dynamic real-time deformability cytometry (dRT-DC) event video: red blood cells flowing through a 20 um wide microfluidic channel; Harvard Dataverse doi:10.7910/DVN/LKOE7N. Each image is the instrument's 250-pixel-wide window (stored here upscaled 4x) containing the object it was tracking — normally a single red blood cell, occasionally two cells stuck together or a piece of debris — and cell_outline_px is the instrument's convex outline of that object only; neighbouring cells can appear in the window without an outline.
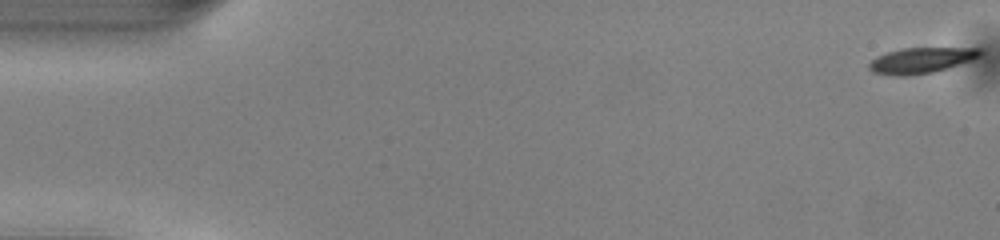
{"species": "common noctule bat (a hibernating species)", "species_latin": "Nyctalus noctula", "temperature_condition": "warm", "stored_images_in_passage": 51, "camera_frame_rate_fps": 3000, "um_per_image_px": 0.085, "animal": {"sex": "male", "body_mass_g": 13.0, "forearm_length_mm": 53.1}, "frame": {"image": 1, "passage_image": 1, "time_ms": 0.0, "image_size_px": [1000, 240], "cell_outline_px": [[984, 52], [980, 56], [972, 60], [932, 72], [908, 76], [896, 76], [872, 72], [868, 68], [868, 64], [872, 60], [888, 52], [904, 48], [984, 48]], "centroid_in_image_um": [78.33, 5.13], "position_along_channel_um": 6.7, "area_um2": 16.47}}
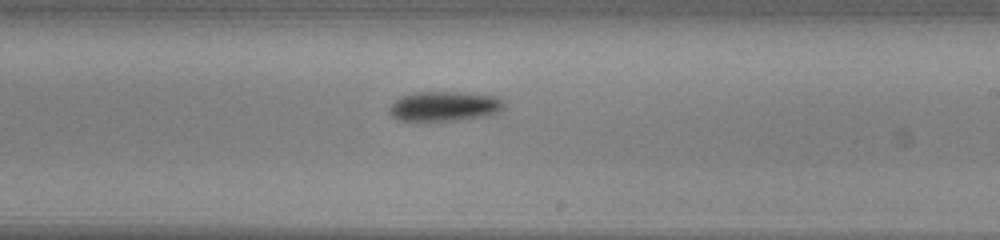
{"frame": {"image": 2, "passage_image": 30, "time_ms": 9.667, "image_size_px": [1000, 240], "cell_outline_px": [[504, 108], [500, 112], [488, 116], [456, 120], [396, 120], [388, 112], [388, 108], [400, 96], [412, 92], [460, 92], [496, 96], [504, 100]], "centroid_in_image_um": [37.79, 9.02], "position_along_channel_um": 251.2, "area_um2": 20.06}}
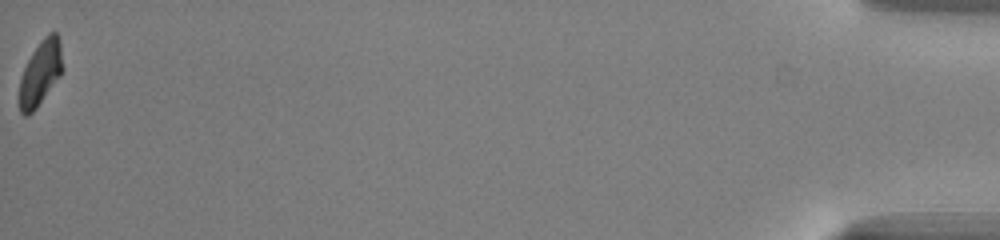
{"frame": {"image": 3, "passage_image": 51, "time_ms": 16.667, "image_size_px": [1000, 240], "cell_outline_px": [[64, 68], [60, 76], [36, 108], [32, 112], [24, 116], [20, 112], [20, 80], [24, 68], [32, 52], [40, 40], [48, 32], [56, 32], [60, 40]], "centroid_in_image_um": [3.47, 6.15], "position_along_channel_um": 431.7, "area_um2": 16.3}, "authors_computed_cell_mechanics": {"area_um2": 18.2648, "velocity_mm_per_s": 4.0915, "shape_relaxation_time_tau1_ms": 1.7584, "shape_relaxation_time_tau2_ms": null, "deformation_change_tau1": 0.101, "deformation_change_tau2": null}}